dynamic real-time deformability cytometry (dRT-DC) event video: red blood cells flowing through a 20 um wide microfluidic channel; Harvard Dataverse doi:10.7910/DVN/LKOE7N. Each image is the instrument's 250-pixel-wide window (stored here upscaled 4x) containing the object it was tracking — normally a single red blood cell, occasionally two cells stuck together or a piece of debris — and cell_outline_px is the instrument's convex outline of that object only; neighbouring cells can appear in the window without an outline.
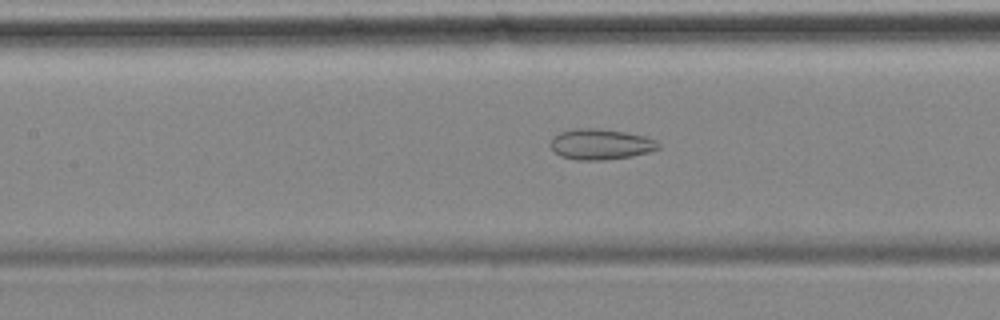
{"species": "common noctule bat (a hibernating species)", "species_latin": "Nyctalus noctula", "temperature_condition": "cold", "stored_images_in_passage": 57, "camera_frame_rate_fps": 3000, "um_per_image_px": 0.085, "animal": {"sex": "female", "body_mass_g": 18.4}, "frame": {"image": 1, "passage_image": 25, "time_ms": 8.0, "image_size_px": [1000, 320], "cell_outline_px": [[660, 148], [648, 152], [632, 156], [604, 160], [576, 160], [560, 156], [552, 148], [552, 140], [560, 132], [572, 128], [596, 128], [624, 132], [644, 136], [656, 140], [660, 144]], "centroid_in_image_um": [51.08, 12.26], "position_along_channel_um": 156.3, "area_um2": 19.13}}
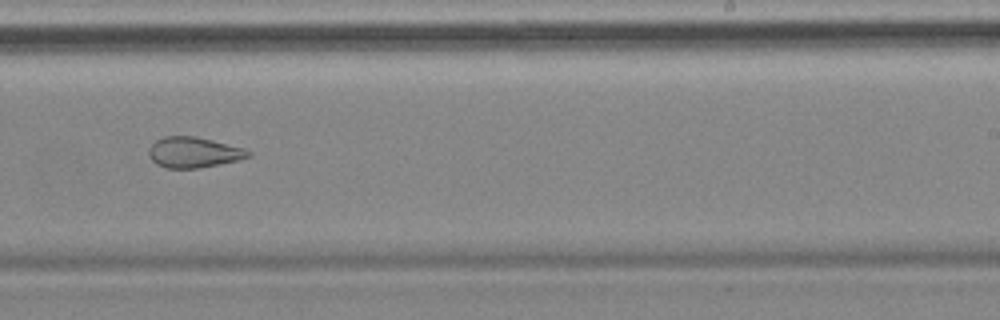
{"frame": {"image": 2, "passage_image": 35, "time_ms": 11.333, "image_size_px": [1000, 320], "cell_outline_px": [[252, 156], [236, 160], [200, 168], [168, 168], [156, 164], [148, 156], [148, 148], [156, 140], [164, 136], [196, 136], [244, 148], [252, 152]], "centroid_in_image_um": [16.44, 12.94], "position_along_channel_um": 272.6, "area_um2": 17.74}}
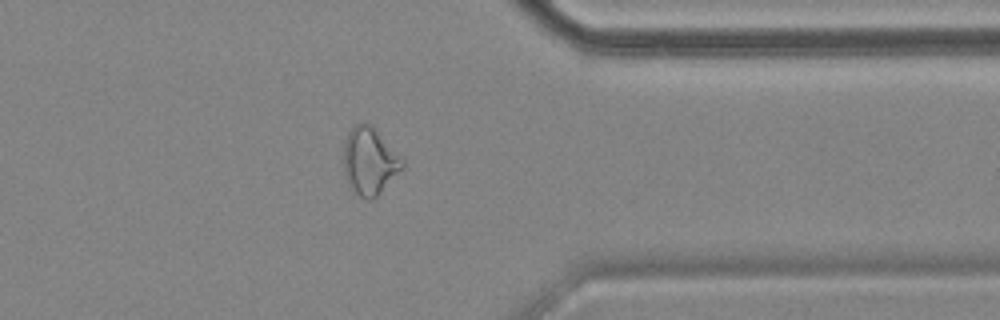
{"frame": {"image": 3, "passage_image": 45, "time_ms": 14.667, "image_size_px": [1000, 320], "cell_outline_px": [[404, 168], [372, 200], [368, 200], [352, 192], [344, 172], [344, 140], [348, 132], [356, 124], [368, 124], [404, 160]], "centroid_in_image_um": [31.39, 13.75], "position_along_channel_um": 380.0, "area_um2": 22.48}, "authors_computed_cell_mechanics": {"area_um2": 23.8136, "velocity_mm_per_s": 3.5148, "shape_relaxation_time_tau1_ms": null, "shape_relaxation_time_tau2_ms": 2.474, "deformation_change_tau1": null, "deformation_change_tau2": 0.1029}}